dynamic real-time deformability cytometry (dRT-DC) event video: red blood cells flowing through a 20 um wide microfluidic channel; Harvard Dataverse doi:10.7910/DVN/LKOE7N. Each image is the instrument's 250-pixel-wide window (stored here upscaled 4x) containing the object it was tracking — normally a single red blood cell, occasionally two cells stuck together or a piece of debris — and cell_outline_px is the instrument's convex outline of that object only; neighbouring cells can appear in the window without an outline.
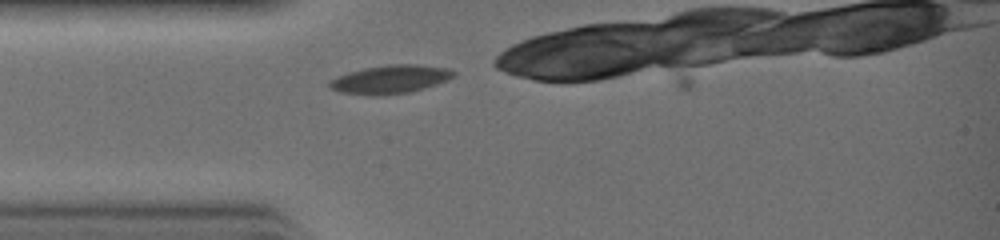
{"species": "common noctule bat (a hibernating species)", "species_latin": "Nyctalus noctula", "temperature_condition": "warm", "stored_images_in_passage": 20, "camera_frame_rate_fps": 3000, "um_per_image_px": 0.085, "animal": {"sex": "female", "body_mass_g": 19.0, "forearm_length_mm": 51.5}, "frame": {"image": 1, "passage_image": 1, "time_ms": 0.0, "image_size_px": [1000, 240], "cell_outline_px": [[456, 72], [448, 80], [424, 88], [408, 92], [380, 96], [376, 96], [340, 92], [328, 88], [328, 80], [336, 76], [348, 72], [364, 68], [388, 64], [416, 64], [448, 68]], "centroid_in_image_um": [33.12, 6.74], "position_along_channel_um": 51.9, "area_um2": 20.69}}
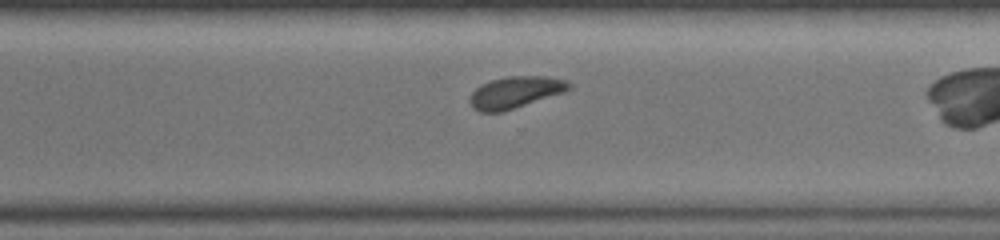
{"frame": {"image": 2, "passage_image": 15, "time_ms": 4.667, "image_size_px": [1000, 240], "cell_outline_px": [[572, 88], [564, 92], [504, 112], [480, 112], [472, 108], [468, 100], [472, 92], [480, 84], [492, 80], [508, 76], [544, 76], [568, 80], [572, 84]], "centroid_in_image_um": [43.8, 7.85], "position_along_channel_um": 326.8, "area_um2": 18.55}}
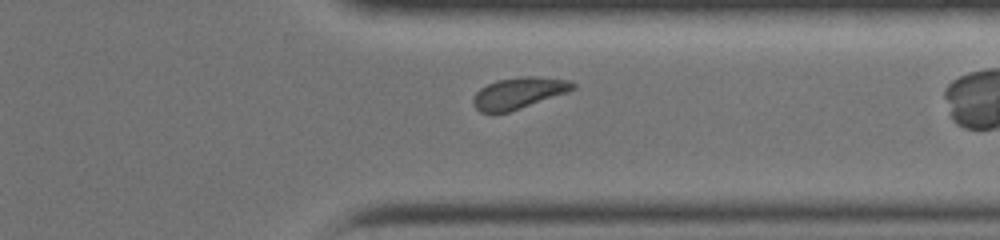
{"frame": {"image": 3, "passage_image": 17, "time_ms": 5.333, "image_size_px": [1000, 240], "cell_outline_px": [[576, 88], [568, 92], [508, 112], [480, 112], [472, 104], [472, 100], [476, 92], [480, 88], [496, 80], [520, 76], [532, 76], [572, 80], [576, 84]], "centroid_in_image_um": [44.1, 7.89], "position_along_channel_um": 367.3, "area_um2": 18.21}}